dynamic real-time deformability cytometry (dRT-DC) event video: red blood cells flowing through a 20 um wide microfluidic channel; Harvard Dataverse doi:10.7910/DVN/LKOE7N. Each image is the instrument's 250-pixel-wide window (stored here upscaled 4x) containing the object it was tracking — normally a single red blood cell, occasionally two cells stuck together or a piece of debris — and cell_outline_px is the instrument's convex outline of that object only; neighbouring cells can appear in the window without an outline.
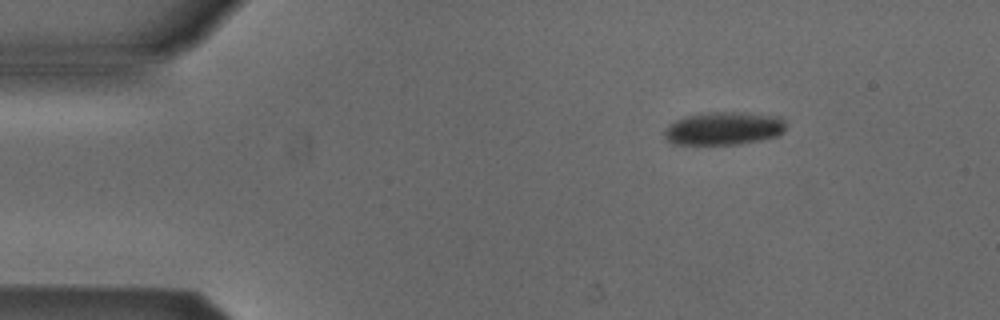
{"species": "Egyptian fruit bat (a non-hibernating species)", "species_latin": "Rousettus aegyptiacus", "temperature_condition": "cold", "stored_images_in_passage": 8, "camera_frame_rate_fps": 3000, "um_per_image_px": 0.085, "animal": {"sex": "male"}, "frame": {"image": 1, "passage_image": 1, "time_ms": 0.0, "image_size_px": [1000, 320], "cell_outline_px": [[784, 132], [780, 136], [764, 140], [736, 144], [672, 144], [664, 140], [664, 132], [668, 124], [676, 120], [688, 116], [708, 112], [732, 112], [780, 116], [784, 120]], "centroid_in_image_um": [61.52, 10.93], "position_along_channel_um": 23.5, "area_um2": 23.52}}